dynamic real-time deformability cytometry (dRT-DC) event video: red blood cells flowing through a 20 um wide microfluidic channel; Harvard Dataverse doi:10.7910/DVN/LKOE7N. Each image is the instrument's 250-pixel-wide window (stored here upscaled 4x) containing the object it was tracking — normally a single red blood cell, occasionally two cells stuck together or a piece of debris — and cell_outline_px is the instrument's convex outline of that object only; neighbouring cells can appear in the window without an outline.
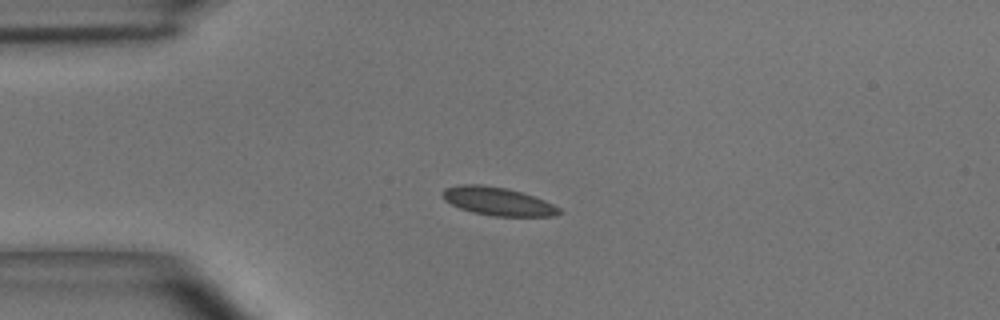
{"species": "common noctule bat (a hibernating species)", "species_latin": "Nyctalus noctula", "temperature_condition": "room temperature", "stored_images_in_passage": 6, "camera_frame_rate_fps": 3000, "um_per_image_px": 0.085, "animal": {"sex": "male", "body_mass_g": 15.6}, "frame": {"image": 1, "passage_image": 2, "time_ms": 0.333, "image_size_px": [1000, 320], "cell_outline_px": [[564, 212], [556, 216], [492, 216], [472, 212], [460, 208], [444, 200], [440, 196], [440, 192], [444, 188], [460, 184], [480, 184], [508, 188], [544, 200], [560, 208]], "centroid_in_image_um": [42.28, 17.11], "position_along_channel_um": 42.7, "area_um2": 19.36}}
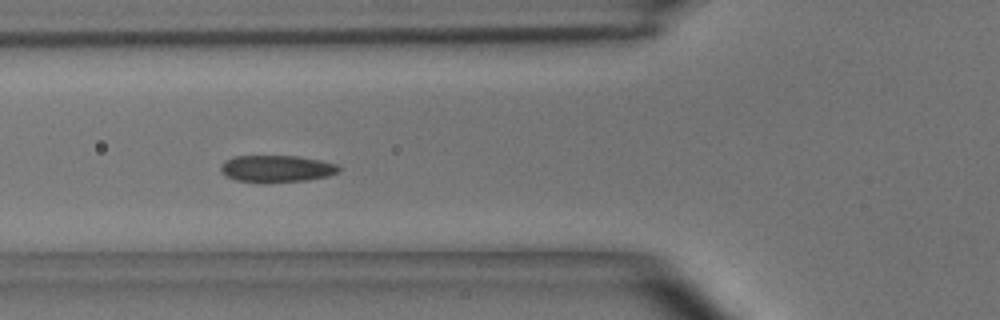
{"frame": {"image": 2, "passage_image": 4, "time_ms": 1.0, "image_size_px": [1000, 320], "cell_outline_px": [[340, 172], [328, 176], [308, 180], [236, 180], [224, 176], [220, 172], [220, 164], [224, 160], [236, 156], [296, 156], [320, 160], [336, 164], [340, 168]], "centroid_in_image_um": [23.5, 14.3], "position_along_channel_um": 102.3, "area_um2": 17.98}}